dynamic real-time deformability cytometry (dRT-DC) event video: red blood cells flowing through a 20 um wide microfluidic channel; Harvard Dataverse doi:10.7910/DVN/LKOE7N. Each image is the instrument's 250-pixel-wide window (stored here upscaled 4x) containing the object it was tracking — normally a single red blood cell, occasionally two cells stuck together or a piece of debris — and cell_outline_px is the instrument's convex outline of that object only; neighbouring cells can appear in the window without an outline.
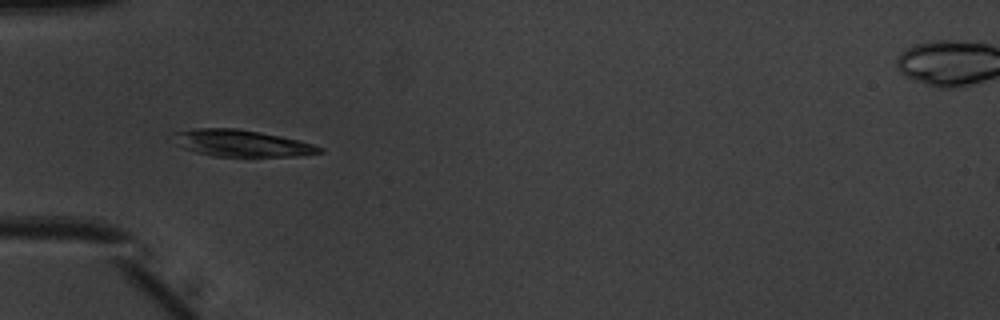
{"species": "common noctule bat (a hibernating species)", "species_latin": "Nyctalus noctula", "temperature_condition": "warm", "stored_images_in_passage": 52, "camera_frame_rate_fps": 3000, "um_per_image_px": 0.085, "animal": {"sex": "male", "body_mass_g": 20.1, "forearm_length_mm": 53.5}, "frame": {"image": 1, "passage_image": 17, "time_ms": 5.333, "image_size_px": [1000, 320], "cell_outline_px": [[324, 152], [296, 156], [212, 156], [196, 152], [184, 148], [176, 144], [172, 132], [192, 128], [236, 128], [260, 132], [280, 136], [312, 144], [324, 148]], "centroid_in_image_um": [20.49, 12.17], "position_along_channel_um": 64.5, "area_um2": 22.66}}
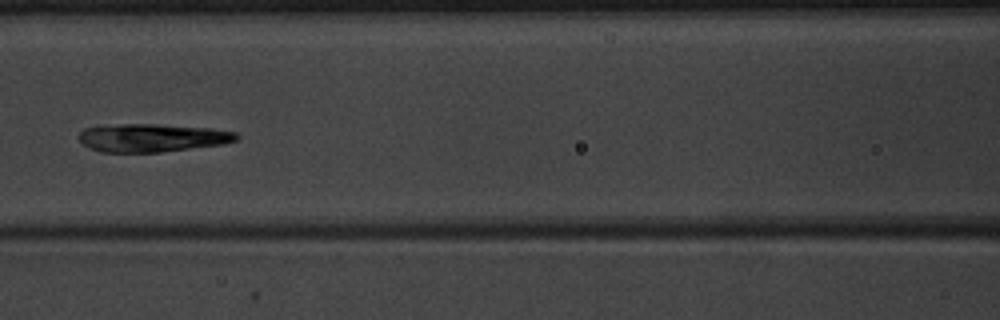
{"frame": {"image": 2, "passage_image": 24, "time_ms": 7.667, "image_size_px": [1000, 320], "cell_outline_px": [[240, 136], [236, 140], [224, 144], [160, 152], [100, 152], [88, 148], [80, 140], [80, 132], [84, 128], [124, 124], [152, 124], [208, 128], [236, 132]], "centroid_in_image_um": [12.94, 11.72], "position_along_channel_um": 153.7, "area_um2": 25.55}}
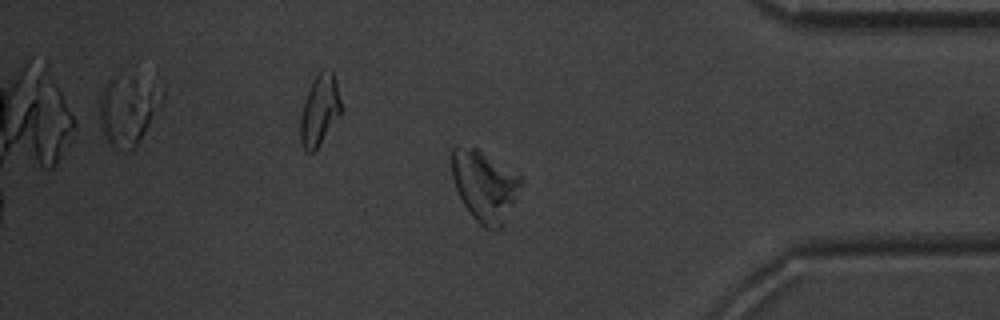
{"frame": {"image": 3, "passage_image": 44, "time_ms": 14.333, "image_size_px": [1000, 320], "cell_outline_px": [[524, 180], [516, 200], [500, 228], [492, 232], [484, 228], [468, 212], [456, 188], [452, 176], [452, 148], [456, 144], [476, 148], [520, 176]], "centroid_in_image_um": [41.18, 15.81], "position_along_channel_um": 394.0, "area_um2": 28.38}, "authors_computed_cell_mechanics": {"area_um2": 26.01, "velocity_mm_per_s": 3.9124, "shape_relaxation_time_tau1_ms": 2.7118, "shape_relaxation_time_tau2_ms": null, "deformation_change_tau1": 0.1, "deformation_change_tau2": null}}